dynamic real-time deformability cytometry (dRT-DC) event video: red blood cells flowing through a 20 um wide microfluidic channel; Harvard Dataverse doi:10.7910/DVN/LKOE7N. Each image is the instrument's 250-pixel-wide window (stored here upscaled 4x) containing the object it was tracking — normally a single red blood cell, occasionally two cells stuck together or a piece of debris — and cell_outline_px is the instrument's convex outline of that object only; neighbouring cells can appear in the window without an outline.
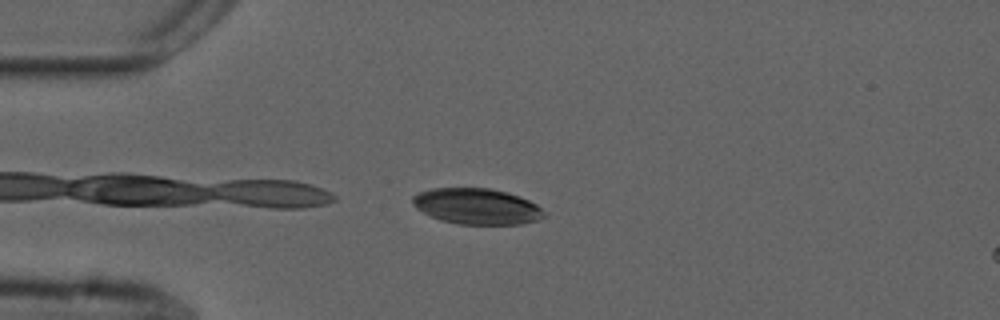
{"species": "common noctule bat (a hibernating species)", "species_latin": "Nyctalus noctula", "temperature_condition": "cold", "stored_images_in_passage": 17, "camera_frame_rate_fps": 3000, "um_per_image_px": 0.085, "animal": {"sex": "male", "forearm_length_mm": 52.5}, "frame": {"image": 1, "passage_image": 3, "time_ms": 0.667, "image_size_px": [1000, 320], "cell_outline_px": [[544, 216], [536, 220], [520, 224], [460, 224], [440, 220], [416, 208], [412, 204], [412, 196], [420, 192], [432, 188], [492, 188], [508, 192], [520, 196], [536, 204], [544, 212]], "centroid_in_image_um": [40.52, 17.53], "position_along_channel_um": 44.5, "area_um2": 27.4}}
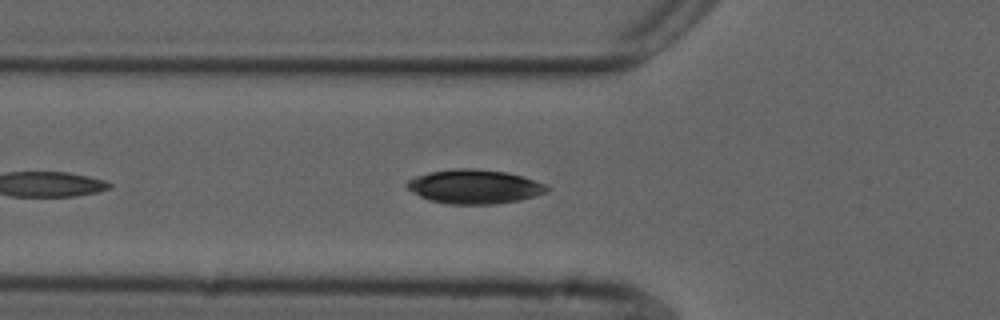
{"frame": {"image": 2, "passage_image": 8, "time_ms": 2.333, "image_size_px": [1000, 320], "cell_outline_px": [[552, 188], [548, 192], [520, 200], [492, 204], [448, 204], [428, 200], [420, 196], [408, 188], [404, 184], [408, 180], [416, 176], [428, 172], [456, 168], [472, 168], [504, 172], [524, 176], [548, 184]], "centroid_in_image_um": [40.36, 15.86], "position_along_channel_um": 85.4, "area_um2": 28.03}}